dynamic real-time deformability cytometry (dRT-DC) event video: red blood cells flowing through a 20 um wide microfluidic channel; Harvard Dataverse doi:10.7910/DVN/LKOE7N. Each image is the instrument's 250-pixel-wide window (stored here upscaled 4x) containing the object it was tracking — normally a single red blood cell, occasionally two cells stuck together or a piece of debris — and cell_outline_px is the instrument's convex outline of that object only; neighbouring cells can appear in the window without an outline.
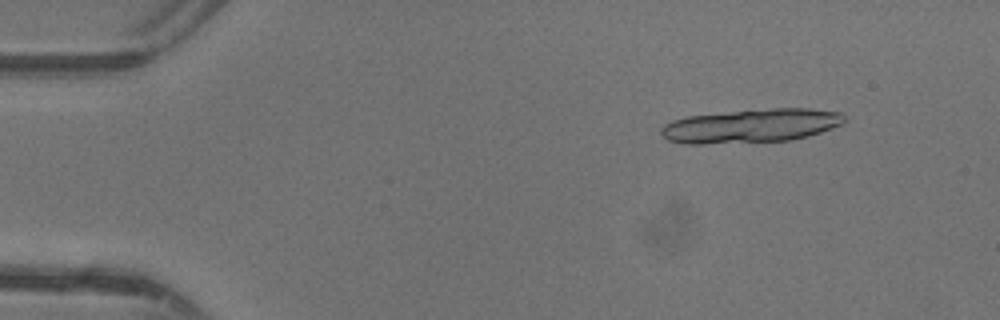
{"species": "common noctule bat (a hibernating species)", "species_latin": "Nyctalus noctula", "temperature_condition": "warm", "stored_images_in_passage": 16, "camera_frame_rate_fps": 3000, "um_per_image_px": 0.085, "animal": {"sex": "female"}, "frame": {"image": 1, "passage_image": 5, "time_ms": 1.333, "image_size_px": [1000, 320], "cell_outline_px": [[844, 124], [808, 136], [792, 140], [704, 144], [684, 144], [668, 140], [660, 136], [660, 128], [664, 124], [672, 120], [688, 116], [772, 108], [808, 108], [840, 112], [844, 116]], "centroid_in_image_um": [63.82, 10.7], "position_along_channel_um": 21.2, "area_um2": 36.13}}